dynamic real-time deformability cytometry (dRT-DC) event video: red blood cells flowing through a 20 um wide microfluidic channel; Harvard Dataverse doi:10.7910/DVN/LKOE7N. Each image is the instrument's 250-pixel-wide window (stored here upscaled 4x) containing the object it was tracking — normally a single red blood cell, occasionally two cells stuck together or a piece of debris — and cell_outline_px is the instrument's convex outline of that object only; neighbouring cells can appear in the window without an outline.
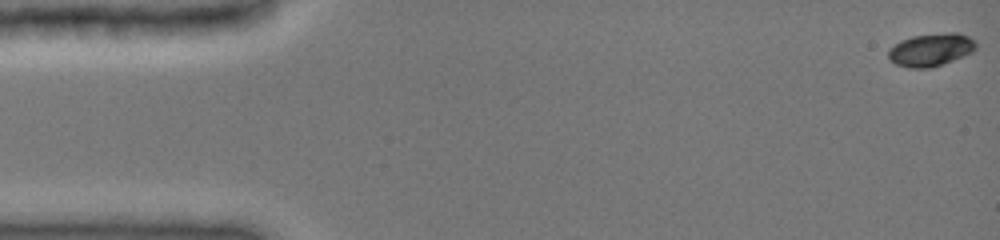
{"species": "common noctule bat (a hibernating species)", "species_latin": "Nyctalus noctula", "temperature_condition": "cold", "stored_images_in_passage": 48, "camera_frame_rate_fps": 3000, "um_per_image_px": 0.085, "animal": {"sex": "female", "body_mass_g": 19.0, "forearm_length_mm": 51.5}, "frame": {"image": 1, "passage_image": 1, "time_ms": 0.0, "image_size_px": [1000, 240], "cell_outline_px": [[976, 48], [972, 52], [964, 56], [944, 64], [932, 68], [908, 68], [896, 64], [888, 60], [888, 48], [900, 40], [912, 36], [952, 32], [956, 32], [968, 36], [976, 40]], "centroid_in_image_um": [79.11, 4.24], "position_along_channel_um": 5.9, "area_um2": 17.05}}
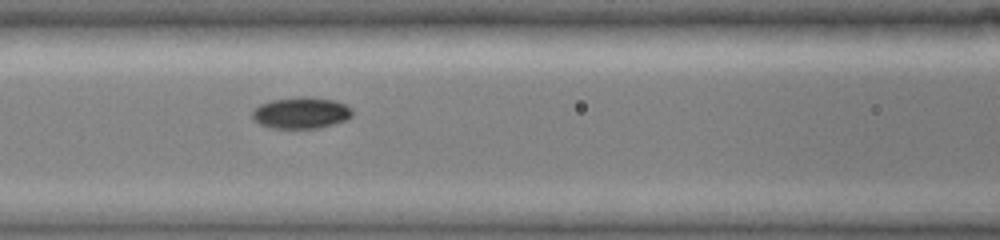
{"frame": {"image": 2, "passage_image": 21, "time_ms": 6.667, "image_size_px": [1000, 240], "cell_outline_px": [[352, 116], [348, 120], [320, 128], [272, 128], [260, 124], [252, 120], [252, 112], [260, 104], [272, 100], [300, 96], [308, 96], [332, 100], [344, 104], [352, 108]], "centroid_in_image_um": [25.6, 9.6], "position_along_channel_um": 141.0, "area_um2": 18.44}}
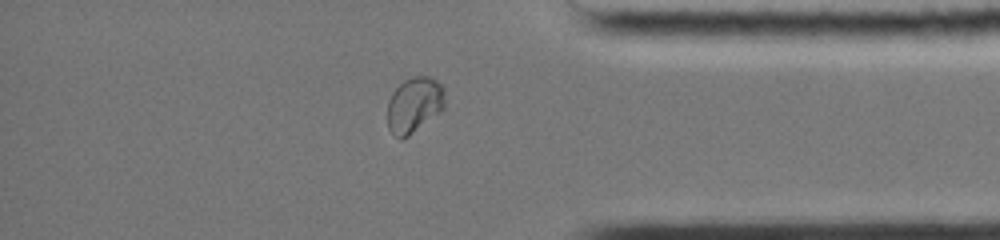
{"frame": {"image": 3, "passage_image": 41, "time_ms": 13.333, "image_size_px": [1000, 240], "cell_outline_px": [[444, 108], [440, 112], [408, 136], [400, 140], [388, 128], [388, 100], [392, 92], [404, 80], [416, 76], [428, 76], [436, 80], [444, 88]], "centroid_in_image_um": [35.21, 8.91], "position_along_channel_um": 400.0, "area_um2": 18.5}, "authors_computed_cell_mechanics": {"area_um2": 17.629, "velocity_mm_per_s": 3.9778, "shape_relaxation_time_tau1_ms": 2.0523, "shape_relaxation_time_tau2_ms": null, "deformation_change_tau1": 0.0832, "deformation_change_tau2": null}}